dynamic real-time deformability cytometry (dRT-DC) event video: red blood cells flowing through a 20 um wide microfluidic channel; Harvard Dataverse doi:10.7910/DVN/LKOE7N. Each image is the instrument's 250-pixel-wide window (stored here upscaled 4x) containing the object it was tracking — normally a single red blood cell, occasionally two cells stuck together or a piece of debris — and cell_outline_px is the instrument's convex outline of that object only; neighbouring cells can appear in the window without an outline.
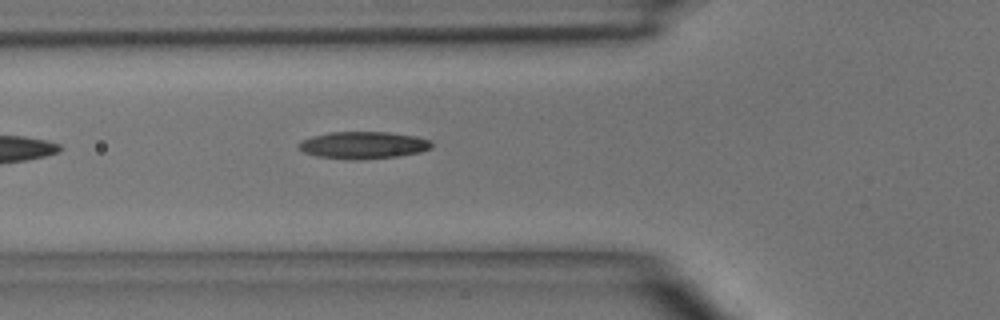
{"species": "common noctule bat (a hibernating species)", "species_latin": "Nyctalus noctula", "temperature_condition": "room temperature", "stored_images_in_passage": 5, "camera_frame_rate_fps": 3000, "um_per_image_px": 0.085, "animal": {"sex": "male", "body_mass_g": 15.6}, "frame": {"image": 1, "passage_image": 5, "time_ms": 4.667, "image_size_px": [1000, 320], "cell_outline_px": [[432, 148], [420, 152], [400, 156], [360, 160], [316, 156], [304, 152], [296, 148], [296, 144], [300, 140], [312, 136], [332, 132], [388, 132], [416, 136], [432, 140]], "centroid_in_image_um": [30.87, 12.33], "position_along_channel_um": 94.9, "area_um2": 21.27}}